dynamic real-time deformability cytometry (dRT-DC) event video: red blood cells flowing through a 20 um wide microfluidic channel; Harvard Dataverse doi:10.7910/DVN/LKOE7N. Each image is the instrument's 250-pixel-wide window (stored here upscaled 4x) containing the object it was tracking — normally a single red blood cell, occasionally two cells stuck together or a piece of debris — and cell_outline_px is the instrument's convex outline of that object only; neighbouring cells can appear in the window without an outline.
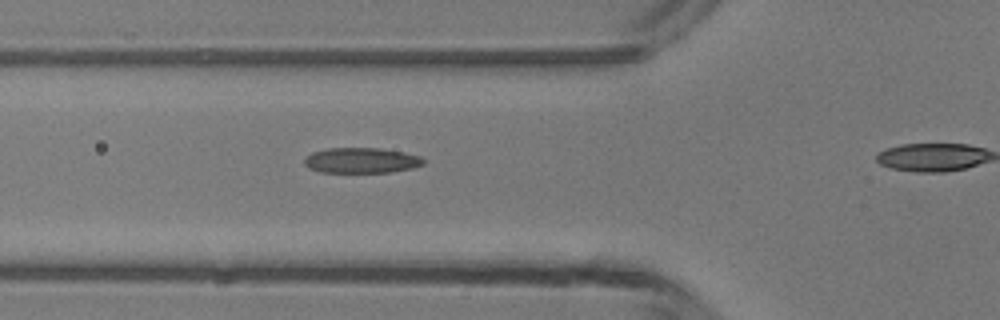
{"species": "common noctule bat (a hibernating species)", "species_latin": "Nyctalus noctula", "temperature_condition": "room temperature", "stored_images_in_passage": 14, "camera_frame_rate_fps": 3000, "um_per_image_px": 0.085, "animal": {"sex": "male", "body_mass_g": 13.3}, "frame": {"image": 1, "passage_image": 7, "time_ms": 2.0, "image_size_px": [1000, 320], "cell_outline_px": [[424, 164], [412, 168], [392, 172], [320, 172], [308, 168], [304, 164], [304, 160], [312, 152], [328, 148], [380, 148], [404, 152], [420, 156], [424, 160]], "centroid_in_image_um": [30.72, 13.63], "position_along_channel_um": 95.1, "area_um2": 17.63}}
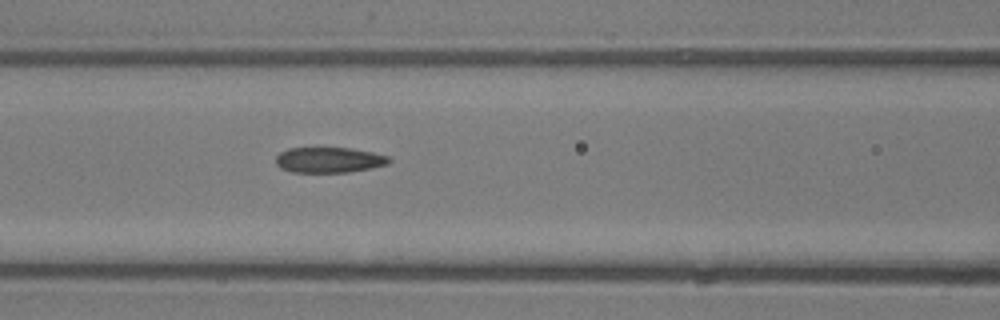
{"frame": {"image": 2, "passage_image": 10, "time_ms": 3.0, "image_size_px": [1000, 320], "cell_outline_px": [[392, 160], [388, 164], [372, 168], [348, 172], [292, 172], [280, 168], [276, 164], [276, 156], [280, 152], [288, 148], [352, 148], [372, 152], [388, 156]], "centroid_in_image_um": [27.97, 13.59], "position_along_channel_um": 138.6, "area_um2": 16.88}}